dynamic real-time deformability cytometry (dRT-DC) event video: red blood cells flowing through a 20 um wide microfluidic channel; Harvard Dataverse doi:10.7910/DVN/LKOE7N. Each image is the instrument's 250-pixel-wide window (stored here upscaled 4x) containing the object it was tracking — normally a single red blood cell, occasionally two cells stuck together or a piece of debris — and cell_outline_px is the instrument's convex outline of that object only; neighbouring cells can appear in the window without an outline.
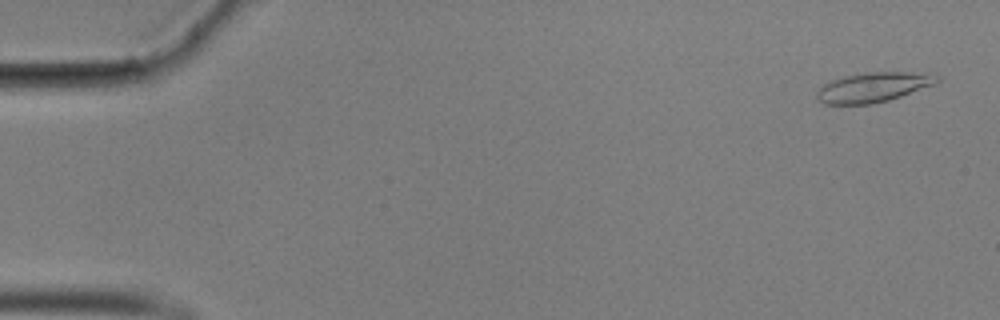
{"species": "common noctule bat (a hibernating species)", "species_latin": "Nyctalus noctula", "temperature_condition": "cold", "stored_images_in_passage": 58, "camera_frame_rate_fps": 3000, "um_per_image_px": 0.085, "animal": {"sex": "male", "body_mass_g": 17.9}, "frame": {"image": 1, "passage_image": 3, "time_ms": 0.667, "image_size_px": [1000, 320], "cell_outline_px": [[940, 80], [932, 84], [900, 96], [888, 100], [872, 104], [824, 104], [816, 100], [816, 92], [824, 84], [832, 80], [844, 76], [864, 72], [908, 72], [940, 76]], "centroid_in_image_um": [74.14, 7.42], "position_along_channel_um": 10.9, "area_um2": 20.52}}
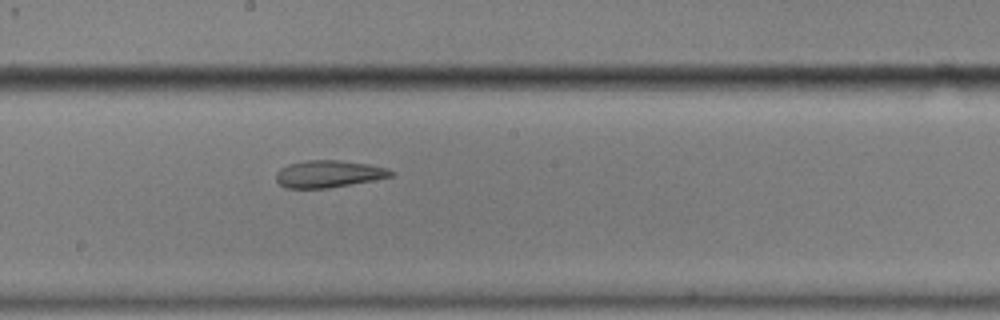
{"frame": {"image": 2, "passage_image": 32, "time_ms": 10.333, "image_size_px": [1000, 320], "cell_outline_px": [[396, 172], [392, 176], [372, 180], [328, 188], [288, 188], [280, 184], [276, 180], [276, 172], [280, 168], [288, 164], [308, 160], [340, 160], [368, 164], [388, 168]], "centroid_in_image_um": [27.93, 14.77], "position_along_channel_um": 220.3, "area_um2": 18.09}}
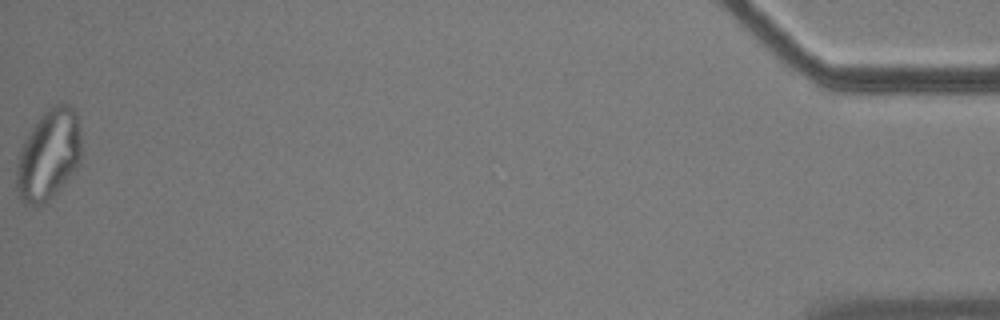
{"frame": {"image": 3, "passage_image": 58, "time_ms": 19.0, "image_size_px": [1000, 320], "cell_outline_px": [[80, 164], [56, 192], [44, 204], [28, 204], [20, 200], [16, 188], [16, 168], [20, 152], [24, 140], [40, 116], [48, 108], [56, 104], [68, 104], [76, 112], [80, 132]], "centroid_in_image_um": [4.13, 13.16], "position_along_channel_um": 431.1, "area_um2": 33.87}, "authors_computed_cell_mechanics": {"area_um2": 20.4901, "velocity_mm_per_s": 3.5082, "shape_relaxation_time_tau1_ms": null, "shape_relaxation_time_tau2_ms": 3.6828, "deformation_change_tau1": null, "deformation_change_tau2": 0.0828}}